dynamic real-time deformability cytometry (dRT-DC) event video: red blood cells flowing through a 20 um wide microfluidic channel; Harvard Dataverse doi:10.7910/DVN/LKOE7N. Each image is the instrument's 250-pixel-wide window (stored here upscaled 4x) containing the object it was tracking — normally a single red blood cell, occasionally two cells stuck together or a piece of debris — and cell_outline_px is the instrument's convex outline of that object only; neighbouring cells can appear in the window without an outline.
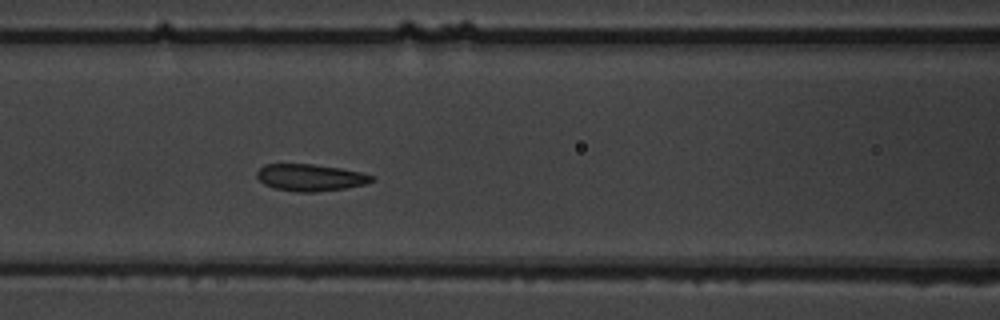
{"species": "common noctule bat (a hibernating species)", "species_latin": "Nyctalus noctula", "temperature_condition": "warm", "stored_images_in_passage": 6, "camera_frame_rate_fps": 3000, "um_per_image_px": 0.085, "animal": {"sex": "male", "body_mass_g": 19.5, "forearm_length_mm": 54.6}, "frame": {"image": 1, "passage_image": 6, "time_ms": 9.0, "image_size_px": [1000, 320], "cell_outline_px": [[376, 180], [364, 184], [344, 188], [316, 192], [300, 192], [276, 188], [264, 184], [256, 176], [256, 172], [264, 164], [312, 164], [340, 168], [360, 172], [372, 176]], "centroid_in_image_um": [26.36, 15.08], "position_along_channel_um": 140.2, "area_um2": 17.8}}